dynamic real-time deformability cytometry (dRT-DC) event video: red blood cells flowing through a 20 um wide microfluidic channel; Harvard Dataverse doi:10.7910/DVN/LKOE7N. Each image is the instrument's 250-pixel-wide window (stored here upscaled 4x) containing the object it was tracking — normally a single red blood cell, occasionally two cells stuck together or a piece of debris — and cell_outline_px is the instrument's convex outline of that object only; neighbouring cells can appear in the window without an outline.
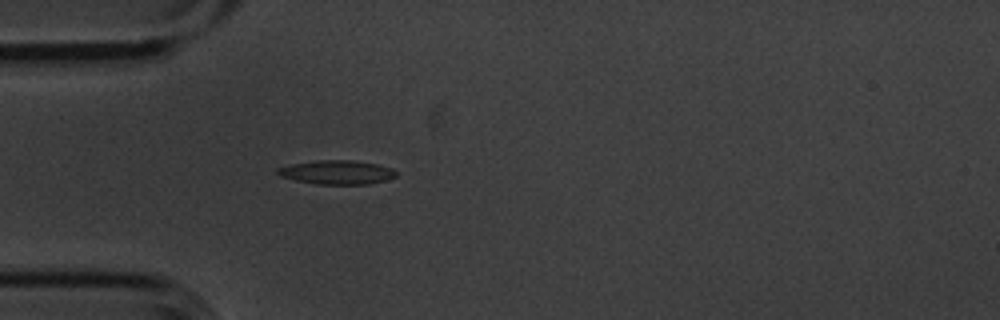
{"species": "common noctule bat (a hibernating species)", "species_latin": "Nyctalus noctula", "temperature_condition": "cold", "stored_images_in_passage": 5, "segment_of_instrument_passage": [1, 2], "camera_frame_rate_fps": 3000, "um_per_image_px": 0.085, "animal": {"sex": "male", "body_mass_g": 20.1, "forearm_length_mm": 53.5}, "frame": {"image": 1, "passage_image": 4, "time_ms": 1.0, "image_size_px": [1000, 320], "cell_outline_px": [[396, 176], [388, 180], [368, 184], [316, 184], [296, 180], [280, 176], [276, 172], [276, 168], [292, 164], [316, 160], [352, 160], [376, 164], [392, 168], [396, 172]], "centroid_in_image_um": [28.64, 14.64], "position_along_channel_um": 56.4, "area_um2": 16.53}}